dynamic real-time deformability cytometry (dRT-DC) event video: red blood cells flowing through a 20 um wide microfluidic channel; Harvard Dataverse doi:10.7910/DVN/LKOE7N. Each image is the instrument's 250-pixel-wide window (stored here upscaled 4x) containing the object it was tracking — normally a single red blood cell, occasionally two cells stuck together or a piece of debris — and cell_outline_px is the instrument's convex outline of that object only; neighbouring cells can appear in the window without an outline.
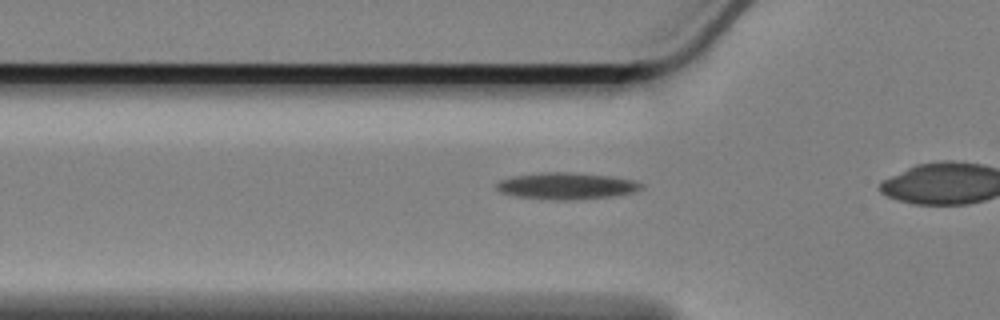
{"species": "Egyptian fruit bat (a non-hibernating species)", "species_latin": "Rousettus aegyptiacus", "temperature_condition": "cold", "stored_images_in_passage": 42, "camera_frame_rate_fps": 3000, "um_per_image_px": 0.085, "animal": {"sex": "female"}, "frame": {"image": 1, "passage_image": 15, "time_ms": 4.667, "image_size_px": [1000, 320], "cell_outline_px": [[644, 184], [640, 188], [632, 192], [612, 196], [564, 200], [556, 200], [516, 196], [500, 192], [496, 188], [496, 184], [500, 180], [512, 176], [540, 172], [572, 172], [612, 176], [636, 180]], "centroid_in_image_um": [48.13, 15.79], "position_along_channel_um": 77.7, "area_um2": 22.43}}
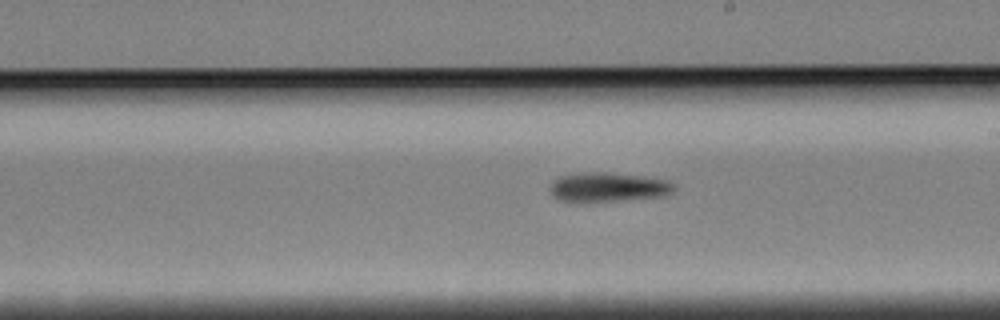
{"frame": {"image": 2, "passage_image": 29, "time_ms": 9.333, "image_size_px": [1000, 320], "cell_outline_px": [[676, 188], [672, 192], [660, 196], [612, 200], [560, 200], [552, 192], [552, 184], [560, 176], [584, 172], [604, 172], [640, 176], [668, 180]], "centroid_in_image_um": [51.74, 15.87], "position_along_channel_um": 237.3, "area_um2": 20.11}}
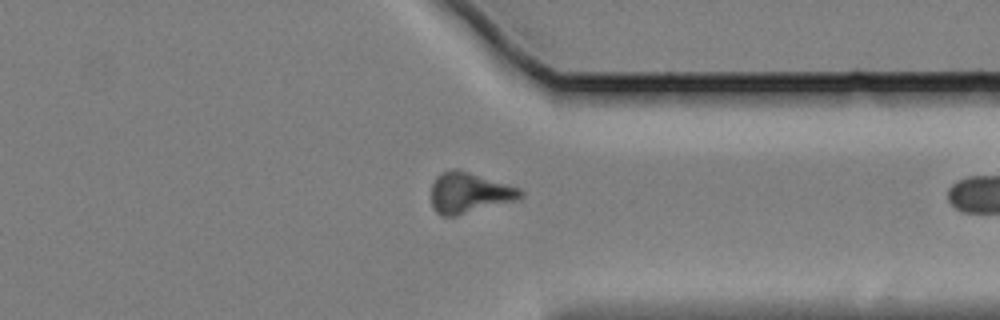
{"frame": {"image": 3, "passage_image": 41, "time_ms": 13.333, "image_size_px": [1000, 320], "cell_outline_px": [[524, 196], [520, 200], [456, 216], [444, 216], [436, 212], [432, 204], [432, 184], [436, 176], [440, 172], [452, 168], [456, 168], [520, 188], [524, 192]], "centroid_in_image_um": [39.91, 16.39], "position_along_channel_um": 371.5, "area_um2": 21.39}}